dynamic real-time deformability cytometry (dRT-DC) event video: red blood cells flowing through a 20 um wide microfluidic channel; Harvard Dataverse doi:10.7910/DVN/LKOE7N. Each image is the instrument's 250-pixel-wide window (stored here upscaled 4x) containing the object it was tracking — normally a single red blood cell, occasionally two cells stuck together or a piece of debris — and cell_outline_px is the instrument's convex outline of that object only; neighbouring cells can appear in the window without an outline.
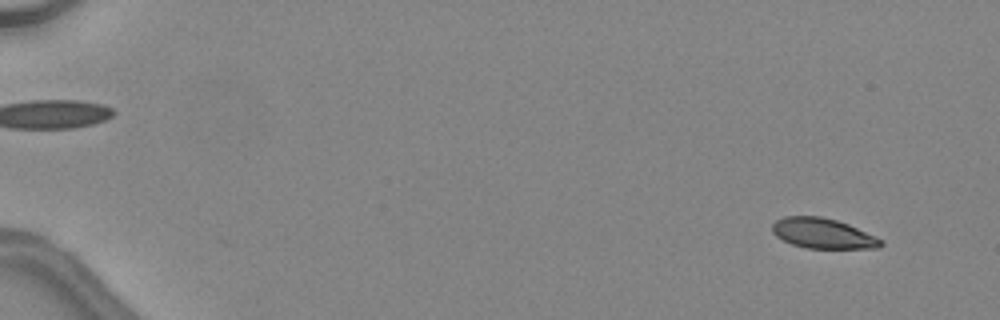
{"species": "common noctule bat (a hibernating species)", "species_latin": "Nyctalus noctula", "temperature_condition": "warm", "stored_images_in_passage": 48, "camera_frame_rate_fps": 3000, "um_per_image_px": 0.085, "animal": {"sex": "female", "body_mass_g": 24.6, "forearm_length_mm": 56.2}, "frame": {"image": 1, "passage_image": 4, "time_ms": 1.0, "image_size_px": [1000, 320], "cell_outline_px": [[884, 244], [880, 248], [804, 248], [792, 244], [776, 236], [772, 232], [772, 224], [776, 220], [784, 216], [820, 216], [836, 220], [848, 224], [876, 236], [884, 240]], "centroid_in_image_um": [69.96, 19.84], "position_along_channel_um": 15.0, "area_um2": 19.19}}
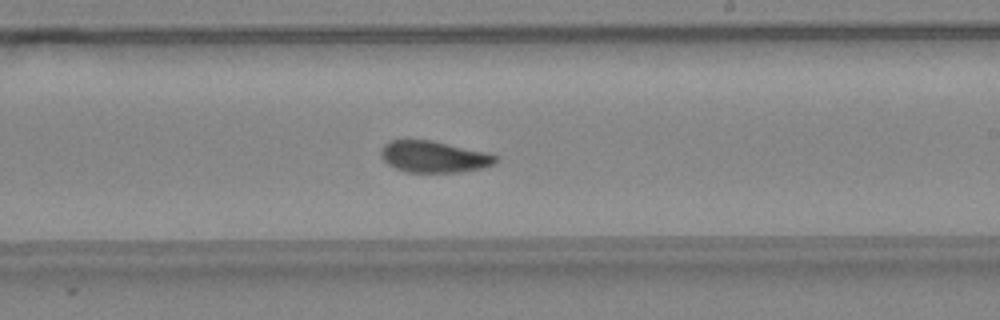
{"frame": {"image": 2, "passage_image": 31, "time_ms": 10.0, "image_size_px": [1000, 320], "cell_outline_px": [[500, 160], [496, 164], [480, 168], [460, 172], [404, 172], [388, 164], [380, 156], [380, 152], [384, 144], [388, 140], [432, 140], [488, 152], [500, 156]], "centroid_in_image_um": [36.92, 13.32], "position_along_channel_um": 252.1, "area_um2": 21.39}}
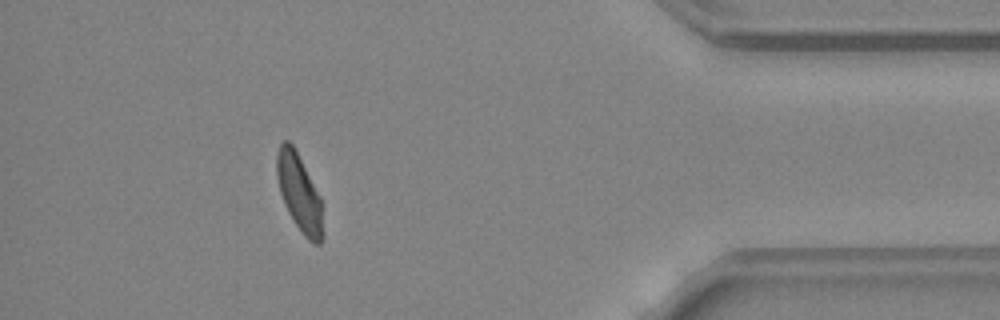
{"frame": {"image": 3, "passage_image": 44, "time_ms": 14.333, "image_size_px": [1000, 320], "cell_outline_px": [[324, 240], [320, 244], [312, 244], [304, 236], [292, 220], [284, 204], [280, 192], [276, 176], [276, 156], [280, 144], [284, 140], [288, 140], [292, 144], [320, 196], [324, 232]], "centroid_in_image_um": [25.44, 16.46], "position_along_channel_um": 409.8, "area_um2": 20.87}, "authors_computed_cell_mechanics": {"area_um2": 21.2415, "velocity_mm_per_s": 4.5209, "shape_relaxation_time_tau1_ms": 5.2353, "shape_relaxation_time_tau2_ms": 2.0039, "deformation_change_tau1": 0.1591, "deformation_change_tau2": 0.0739}}